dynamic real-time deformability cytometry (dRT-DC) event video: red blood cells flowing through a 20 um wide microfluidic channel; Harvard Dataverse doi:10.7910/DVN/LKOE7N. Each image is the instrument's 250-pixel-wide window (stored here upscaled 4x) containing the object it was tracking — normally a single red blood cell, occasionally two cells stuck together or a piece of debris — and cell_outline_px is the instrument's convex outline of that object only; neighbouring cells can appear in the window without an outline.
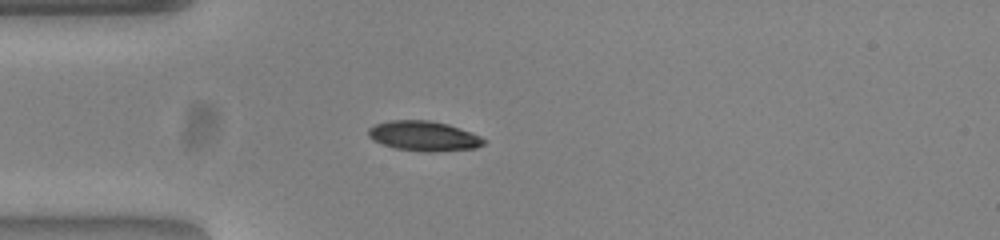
{"species": "common noctule bat (a hibernating species)", "species_latin": "Nyctalus noctula", "temperature_condition": "warm", "stored_images_in_passage": 39, "camera_frame_rate_fps": 3000, "um_per_image_px": 0.085, "animal": {"sex": "female", "body_mass_g": 23.0, "forearm_length_mm": 53.4}, "frame": {"image": 1, "passage_image": 1, "time_ms": 0.0, "image_size_px": [1000, 240], "cell_outline_px": [[488, 140], [484, 144], [476, 148], [428, 152], [420, 152], [396, 148], [380, 144], [372, 140], [368, 136], [368, 128], [376, 124], [388, 120], [428, 120], [448, 124], [480, 136]], "centroid_in_image_um": [35.99, 11.56], "position_along_channel_um": 49.0, "area_um2": 20.23}}
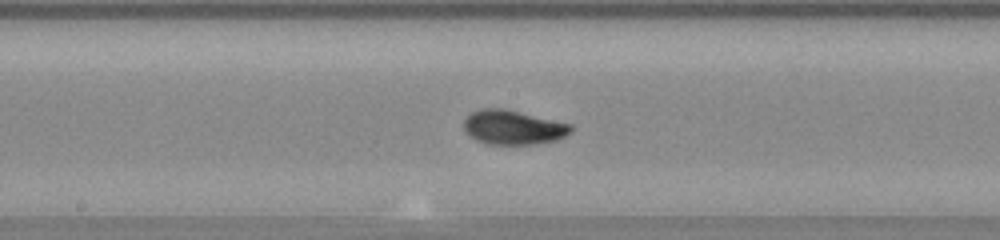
{"frame": {"image": 2, "passage_image": 14, "time_ms": 4.333, "image_size_px": [1000, 240], "cell_outline_px": [[572, 128], [564, 136], [556, 140], [532, 144], [488, 144], [476, 140], [464, 128], [464, 120], [472, 112], [484, 108], [504, 108], [572, 124]], "centroid_in_image_um": [43.61, 10.82], "position_along_channel_um": 204.6, "area_um2": 21.1}}
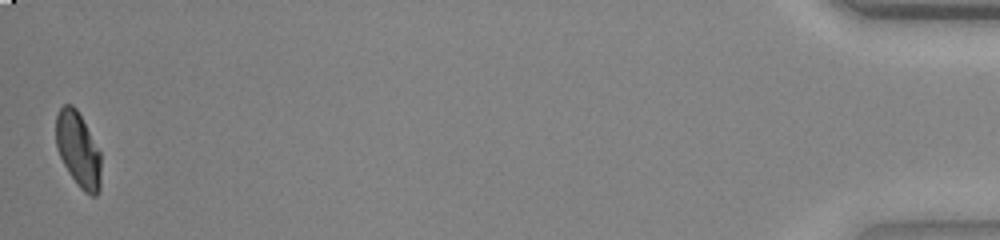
{"frame": {"image": 3, "passage_image": 39, "time_ms": 12.667, "image_size_px": [1000, 240], "cell_outline_px": [[100, 188], [96, 196], [92, 196], [84, 192], [76, 184], [68, 172], [56, 148], [56, 116], [60, 108], [64, 104], [72, 104], [76, 108], [100, 152]], "centroid_in_image_um": [6.63, 12.74], "position_along_channel_um": 428.6, "area_um2": 19.54}, "authors_computed_cell_mechanics": {"area_um2": 20.9236, "velocity_mm_per_s": 3.8642, "shape_relaxation_time_tau1_ms": 3.9574, "shape_relaxation_time_tau2_ms": 1.1324, "deformation_change_tau1": 0.1625, "deformation_change_tau2": 0.0395}}